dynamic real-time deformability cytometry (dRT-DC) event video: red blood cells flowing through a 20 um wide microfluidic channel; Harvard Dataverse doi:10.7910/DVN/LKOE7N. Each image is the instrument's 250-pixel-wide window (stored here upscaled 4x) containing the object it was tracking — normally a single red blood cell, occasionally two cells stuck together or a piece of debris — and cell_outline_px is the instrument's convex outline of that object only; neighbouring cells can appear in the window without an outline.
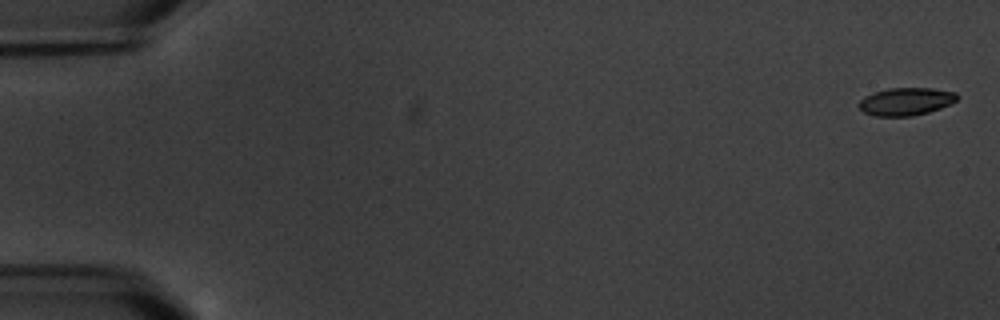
{"species": "common noctule bat (a hibernating species)", "species_latin": "Nyctalus noctula", "temperature_condition": "warm", "stored_images_in_passage": 6, "camera_frame_rate_fps": 3000, "um_per_image_px": 0.085, "animal": {"sex": "male", "body_mass_g": 20.1, "forearm_length_mm": 53.5}, "frame": {"image": 1, "passage_image": 1, "time_ms": 0.0, "image_size_px": [1000, 320], "cell_outline_px": [[960, 96], [956, 100], [940, 108], [928, 112], [912, 116], [876, 116], [864, 112], [856, 104], [864, 96], [872, 92], [888, 88], [932, 88], [956, 92]], "centroid_in_image_um": [76.98, 8.62], "position_along_channel_um": 8.0, "area_um2": 15.95}}
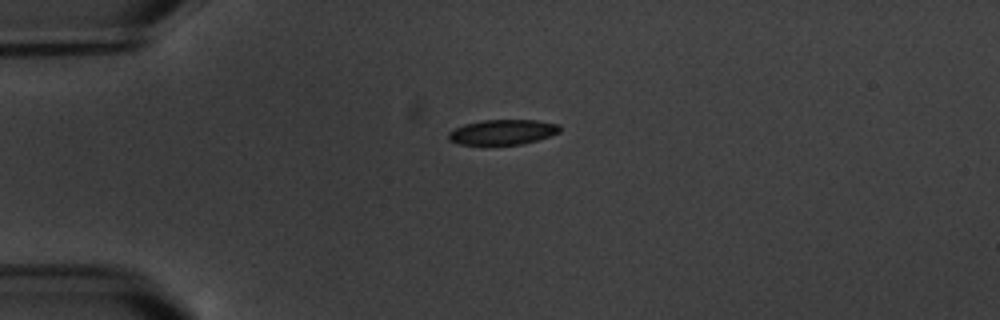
{"frame": {"image": 2, "passage_image": 5, "time_ms": 4.667, "image_size_px": [1000, 320], "cell_outline_px": [[560, 132], [524, 144], [460, 144], [448, 140], [448, 132], [464, 124], [484, 120], [536, 120], [560, 124]], "centroid_in_image_um": [42.73, 11.22], "position_along_channel_um": 42.3, "area_um2": 16.13}}